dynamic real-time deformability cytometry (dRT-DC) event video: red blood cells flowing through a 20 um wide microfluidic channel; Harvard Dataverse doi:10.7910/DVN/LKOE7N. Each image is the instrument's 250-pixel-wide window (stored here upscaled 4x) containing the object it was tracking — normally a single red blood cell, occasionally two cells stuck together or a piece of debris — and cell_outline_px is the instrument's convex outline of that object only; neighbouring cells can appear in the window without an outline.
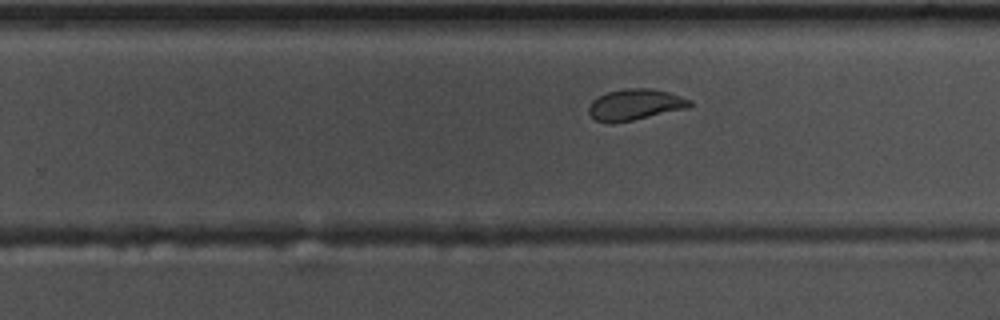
{"species": "common noctule bat (a hibernating species)", "species_latin": "Nyctalus noctula", "temperature_condition": "warm", "stored_images_in_passage": 37, "camera_frame_rate_fps": 3000, "um_per_image_px": 0.085, "animal": {"sex": "male", "body_mass_g": 17.5, "forearm_length_mm": 52.3}, "frame": {"image": 1, "passage_image": 19, "time_ms": 6.0, "image_size_px": [1000, 320], "cell_outline_px": [[692, 104], [688, 108], [632, 120], [612, 124], [608, 124], [596, 120], [588, 112], [588, 108], [592, 100], [608, 92], [624, 88], [648, 88], [668, 92], [692, 100]], "centroid_in_image_um": [53.97, 8.9], "position_along_channel_um": 275.8, "area_um2": 18.26}}
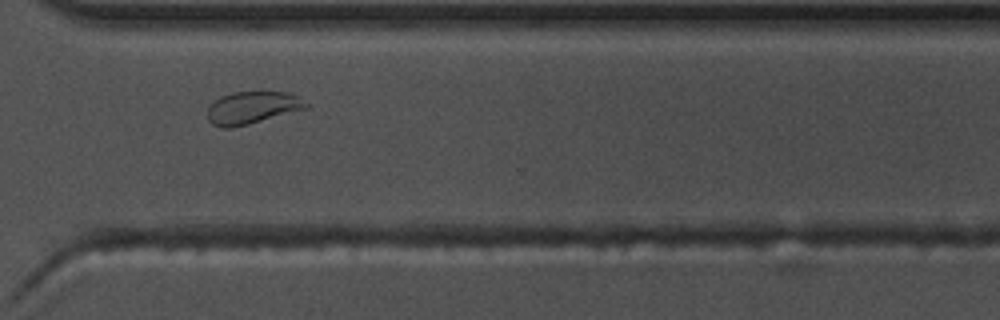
{"frame": {"image": 2, "passage_image": 25, "time_ms": 8.0, "image_size_px": [1000, 320], "cell_outline_px": [[308, 108], [248, 124], [232, 128], [224, 128], [212, 124], [208, 120], [208, 108], [220, 96], [232, 92], [288, 92], [296, 96], [308, 104]], "centroid_in_image_um": [21.42, 9.16], "position_along_channel_um": 349.2, "area_um2": 18.38}}
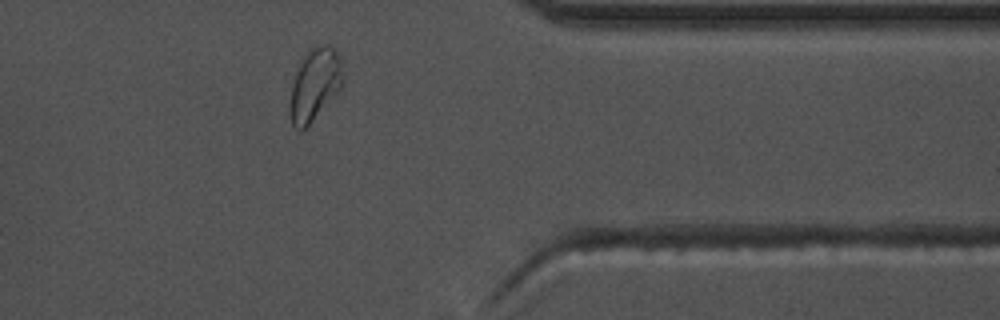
{"frame": {"image": 3, "passage_image": 29, "time_ms": 9.333, "image_size_px": [1000, 320], "cell_outline_px": [[344, 84], [312, 120], [300, 132], [292, 124], [288, 108], [292, 84], [296, 72], [308, 48], [324, 44], [328, 44], [332, 48], [340, 60], [344, 80]], "centroid_in_image_um": [26.73, 7.18], "position_along_channel_um": 384.7, "area_um2": 21.96}, "authors_computed_cell_mechanics": {"area_um2": 18.496, "velocity_mm_per_s": 3.6618, "shape_relaxation_time_tau1_ms": 4.3557, "shape_relaxation_time_tau2_ms": 1.3674, "deformation_change_tau1": 0.151, "deformation_change_tau2": 0.0598}}